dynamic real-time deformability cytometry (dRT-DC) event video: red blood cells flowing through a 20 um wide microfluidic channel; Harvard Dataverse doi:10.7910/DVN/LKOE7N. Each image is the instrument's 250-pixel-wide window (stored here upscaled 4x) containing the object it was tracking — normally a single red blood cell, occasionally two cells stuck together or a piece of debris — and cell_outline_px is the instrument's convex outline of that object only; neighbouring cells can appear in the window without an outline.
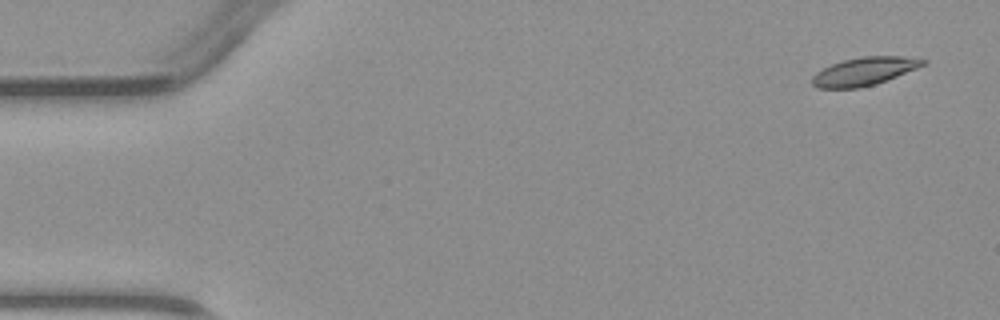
{"species": "common noctule bat (a hibernating species)", "species_latin": "Nyctalus noctula", "temperature_condition": "warm", "stored_images_in_passage": 4, "camera_frame_rate_fps": 3000, "um_per_image_px": 0.085, "animal": {"sex": "male", "body_mass_g": 23.1, "forearm_length_mm": 52.7}, "frame": {"image": 1, "passage_image": 1, "time_ms": 0.0, "image_size_px": [1000, 320], "cell_outline_px": [[928, 60], [924, 64], [916, 68], [876, 84], [860, 88], [816, 88], [812, 84], [812, 76], [816, 72], [832, 64], [844, 60], [864, 56], [900, 56]], "centroid_in_image_um": [73.42, 6.07], "position_along_channel_um": 11.6, "area_um2": 17.92}}
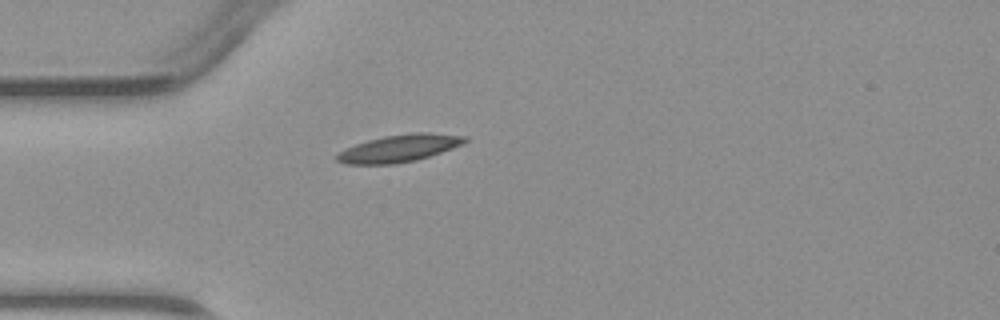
{"frame": {"image": 2, "passage_image": 4, "time_ms": 3.667, "image_size_px": [1000, 320], "cell_outline_px": [[468, 140], [464, 144], [416, 160], [396, 164], [344, 164], [336, 160], [336, 156], [344, 148], [368, 140], [384, 136], [416, 132], [428, 132], [468, 136]], "centroid_in_image_um": [33.95, 12.6], "position_along_channel_um": 51.1, "area_um2": 20.35}}